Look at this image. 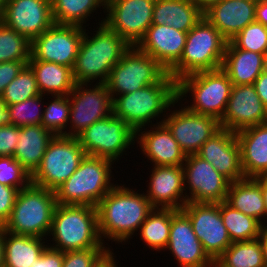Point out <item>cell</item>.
I'll return each mask as SVG.
<instances>
[{
    "label": "cell",
    "mask_w": 267,
    "mask_h": 267,
    "mask_svg": "<svg viewBox=\"0 0 267 267\" xmlns=\"http://www.w3.org/2000/svg\"><path fill=\"white\" fill-rule=\"evenodd\" d=\"M153 209L145 194L115 184L96 206L102 242L104 237L125 243L139 230Z\"/></svg>",
    "instance_id": "1"
},
{
    "label": "cell",
    "mask_w": 267,
    "mask_h": 267,
    "mask_svg": "<svg viewBox=\"0 0 267 267\" xmlns=\"http://www.w3.org/2000/svg\"><path fill=\"white\" fill-rule=\"evenodd\" d=\"M96 33L90 37L86 29L73 67L76 83H106L111 69L121 60L131 45L104 22H99ZM90 38V39H89ZM92 81V82H91Z\"/></svg>",
    "instance_id": "2"
},
{
    "label": "cell",
    "mask_w": 267,
    "mask_h": 267,
    "mask_svg": "<svg viewBox=\"0 0 267 267\" xmlns=\"http://www.w3.org/2000/svg\"><path fill=\"white\" fill-rule=\"evenodd\" d=\"M177 102V81L167 73L158 83L112 98V114L139 133Z\"/></svg>",
    "instance_id": "3"
},
{
    "label": "cell",
    "mask_w": 267,
    "mask_h": 267,
    "mask_svg": "<svg viewBox=\"0 0 267 267\" xmlns=\"http://www.w3.org/2000/svg\"><path fill=\"white\" fill-rule=\"evenodd\" d=\"M50 235L55 243L49 247L62 252L109 248L103 245L100 238L97 210L94 206L57 204L48 236Z\"/></svg>",
    "instance_id": "4"
},
{
    "label": "cell",
    "mask_w": 267,
    "mask_h": 267,
    "mask_svg": "<svg viewBox=\"0 0 267 267\" xmlns=\"http://www.w3.org/2000/svg\"><path fill=\"white\" fill-rule=\"evenodd\" d=\"M227 40L204 16L187 32L180 60L168 71L176 81L201 71L222 67Z\"/></svg>",
    "instance_id": "5"
},
{
    "label": "cell",
    "mask_w": 267,
    "mask_h": 267,
    "mask_svg": "<svg viewBox=\"0 0 267 267\" xmlns=\"http://www.w3.org/2000/svg\"><path fill=\"white\" fill-rule=\"evenodd\" d=\"M112 163L105 158L86 155L77 170L55 190L57 204L96 207L115 186L110 182Z\"/></svg>",
    "instance_id": "6"
},
{
    "label": "cell",
    "mask_w": 267,
    "mask_h": 267,
    "mask_svg": "<svg viewBox=\"0 0 267 267\" xmlns=\"http://www.w3.org/2000/svg\"><path fill=\"white\" fill-rule=\"evenodd\" d=\"M56 205L55 191L30 183L19 190L3 229L17 235L47 237Z\"/></svg>",
    "instance_id": "7"
},
{
    "label": "cell",
    "mask_w": 267,
    "mask_h": 267,
    "mask_svg": "<svg viewBox=\"0 0 267 267\" xmlns=\"http://www.w3.org/2000/svg\"><path fill=\"white\" fill-rule=\"evenodd\" d=\"M232 86L230 78L221 68L196 72L177 81V100L180 101L191 92L194 102L186 108L220 121L226 111Z\"/></svg>",
    "instance_id": "8"
},
{
    "label": "cell",
    "mask_w": 267,
    "mask_h": 267,
    "mask_svg": "<svg viewBox=\"0 0 267 267\" xmlns=\"http://www.w3.org/2000/svg\"><path fill=\"white\" fill-rule=\"evenodd\" d=\"M85 156L76 137L55 135L31 175V183L55 191L77 170Z\"/></svg>",
    "instance_id": "9"
},
{
    "label": "cell",
    "mask_w": 267,
    "mask_h": 267,
    "mask_svg": "<svg viewBox=\"0 0 267 267\" xmlns=\"http://www.w3.org/2000/svg\"><path fill=\"white\" fill-rule=\"evenodd\" d=\"M167 73L153 57L131 46L111 69L106 85L115 98L158 83Z\"/></svg>",
    "instance_id": "10"
},
{
    "label": "cell",
    "mask_w": 267,
    "mask_h": 267,
    "mask_svg": "<svg viewBox=\"0 0 267 267\" xmlns=\"http://www.w3.org/2000/svg\"><path fill=\"white\" fill-rule=\"evenodd\" d=\"M136 132L113 114L94 122L76 138L86 155L119 160L123 152L135 143Z\"/></svg>",
    "instance_id": "11"
},
{
    "label": "cell",
    "mask_w": 267,
    "mask_h": 267,
    "mask_svg": "<svg viewBox=\"0 0 267 267\" xmlns=\"http://www.w3.org/2000/svg\"><path fill=\"white\" fill-rule=\"evenodd\" d=\"M88 83H76L68 95L70 103V130L64 136L77 137L94 122L112 115V98L106 83L88 88ZM86 86L87 88H85ZM73 97V98H72Z\"/></svg>",
    "instance_id": "12"
},
{
    "label": "cell",
    "mask_w": 267,
    "mask_h": 267,
    "mask_svg": "<svg viewBox=\"0 0 267 267\" xmlns=\"http://www.w3.org/2000/svg\"><path fill=\"white\" fill-rule=\"evenodd\" d=\"M190 219L204 252L215 262L232 244L219 203L187 202L181 209Z\"/></svg>",
    "instance_id": "13"
},
{
    "label": "cell",
    "mask_w": 267,
    "mask_h": 267,
    "mask_svg": "<svg viewBox=\"0 0 267 267\" xmlns=\"http://www.w3.org/2000/svg\"><path fill=\"white\" fill-rule=\"evenodd\" d=\"M155 0H106L102 21L131 46H136L152 25Z\"/></svg>",
    "instance_id": "14"
},
{
    "label": "cell",
    "mask_w": 267,
    "mask_h": 267,
    "mask_svg": "<svg viewBox=\"0 0 267 267\" xmlns=\"http://www.w3.org/2000/svg\"><path fill=\"white\" fill-rule=\"evenodd\" d=\"M84 28L54 23L31 41V56L36 60L53 62L73 69Z\"/></svg>",
    "instance_id": "15"
},
{
    "label": "cell",
    "mask_w": 267,
    "mask_h": 267,
    "mask_svg": "<svg viewBox=\"0 0 267 267\" xmlns=\"http://www.w3.org/2000/svg\"><path fill=\"white\" fill-rule=\"evenodd\" d=\"M182 167L184 182H186L184 188L190 191V196L186 192L184 193L187 202L219 203L226 200L231 182L220 174L211 163L197 154H192L186 156Z\"/></svg>",
    "instance_id": "16"
},
{
    "label": "cell",
    "mask_w": 267,
    "mask_h": 267,
    "mask_svg": "<svg viewBox=\"0 0 267 267\" xmlns=\"http://www.w3.org/2000/svg\"><path fill=\"white\" fill-rule=\"evenodd\" d=\"M169 114L157 124L163 123L168 128L186 156L197 154L201 146L221 129L217 118L191 112L186 107Z\"/></svg>",
    "instance_id": "17"
},
{
    "label": "cell",
    "mask_w": 267,
    "mask_h": 267,
    "mask_svg": "<svg viewBox=\"0 0 267 267\" xmlns=\"http://www.w3.org/2000/svg\"><path fill=\"white\" fill-rule=\"evenodd\" d=\"M2 23L32 41L54 24L51 0H5Z\"/></svg>",
    "instance_id": "18"
},
{
    "label": "cell",
    "mask_w": 267,
    "mask_h": 267,
    "mask_svg": "<svg viewBox=\"0 0 267 267\" xmlns=\"http://www.w3.org/2000/svg\"><path fill=\"white\" fill-rule=\"evenodd\" d=\"M267 122V109L253 84L233 85L226 111L220 120L221 128L238 132Z\"/></svg>",
    "instance_id": "19"
},
{
    "label": "cell",
    "mask_w": 267,
    "mask_h": 267,
    "mask_svg": "<svg viewBox=\"0 0 267 267\" xmlns=\"http://www.w3.org/2000/svg\"><path fill=\"white\" fill-rule=\"evenodd\" d=\"M180 267H212L214 262L204 252L201 241L193 231L189 217L176 210L171 216L169 241L166 246Z\"/></svg>",
    "instance_id": "20"
},
{
    "label": "cell",
    "mask_w": 267,
    "mask_h": 267,
    "mask_svg": "<svg viewBox=\"0 0 267 267\" xmlns=\"http://www.w3.org/2000/svg\"><path fill=\"white\" fill-rule=\"evenodd\" d=\"M230 182L245 178L236 133L221 128L211 136L197 153Z\"/></svg>",
    "instance_id": "21"
},
{
    "label": "cell",
    "mask_w": 267,
    "mask_h": 267,
    "mask_svg": "<svg viewBox=\"0 0 267 267\" xmlns=\"http://www.w3.org/2000/svg\"><path fill=\"white\" fill-rule=\"evenodd\" d=\"M147 194L153 208L181 210L187 203L184 196L182 166H153Z\"/></svg>",
    "instance_id": "22"
},
{
    "label": "cell",
    "mask_w": 267,
    "mask_h": 267,
    "mask_svg": "<svg viewBox=\"0 0 267 267\" xmlns=\"http://www.w3.org/2000/svg\"><path fill=\"white\" fill-rule=\"evenodd\" d=\"M187 32L169 25L152 24L136 47L153 57L167 72L180 60Z\"/></svg>",
    "instance_id": "23"
},
{
    "label": "cell",
    "mask_w": 267,
    "mask_h": 267,
    "mask_svg": "<svg viewBox=\"0 0 267 267\" xmlns=\"http://www.w3.org/2000/svg\"><path fill=\"white\" fill-rule=\"evenodd\" d=\"M256 5L257 2L247 0H221L205 11L203 16L229 42L248 24L256 21Z\"/></svg>",
    "instance_id": "24"
},
{
    "label": "cell",
    "mask_w": 267,
    "mask_h": 267,
    "mask_svg": "<svg viewBox=\"0 0 267 267\" xmlns=\"http://www.w3.org/2000/svg\"><path fill=\"white\" fill-rule=\"evenodd\" d=\"M153 127H150L153 130L136 133V141L145 157L152 161L154 166H182L186 155L172 133L163 123L154 124Z\"/></svg>",
    "instance_id": "25"
},
{
    "label": "cell",
    "mask_w": 267,
    "mask_h": 267,
    "mask_svg": "<svg viewBox=\"0 0 267 267\" xmlns=\"http://www.w3.org/2000/svg\"><path fill=\"white\" fill-rule=\"evenodd\" d=\"M245 178L267 173V122L236 132Z\"/></svg>",
    "instance_id": "26"
},
{
    "label": "cell",
    "mask_w": 267,
    "mask_h": 267,
    "mask_svg": "<svg viewBox=\"0 0 267 267\" xmlns=\"http://www.w3.org/2000/svg\"><path fill=\"white\" fill-rule=\"evenodd\" d=\"M265 54L235 48L227 42L221 69L233 85L254 84L265 69Z\"/></svg>",
    "instance_id": "27"
},
{
    "label": "cell",
    "mask_w": 267,
    "mask_h": 267,
    "mask_svg": "<svg viewBox=\"0 0 267 267\" xmlns=\"http://www.w3.org/2000/svg\"><path fill=\"white\" fill-rule=\"evenodd\" d=\"M55 134L41 125L20 127V135L13 158L32 175L39 167L46 148Z\"/></svg>",
    "instance_id": "28"
},
{
    "label": "cell",
    "mask_w": 267,
    "mask_h": 267,
    "mask_svg": "<svg viewBox=\"0 0 267 267\" xmlns=\"http://www.w3.org/2000/svg\"><path fill=\"white\" fill-rule=\"evenodd\" d=\"M202 17L203 12L191 0H155L152 24L188 32Z\"/></svg>",
    "instance_id": "29"
},
{
    "label": "cell",
    "mask_w": 267,
    "mask_h": 267,
    "mask_svg": "<svg viewBox=\"0 0 267 267\" xmlns=\"http://www.w3.org/2000/svg\"><path fill=\"white\" fill-rule=\"evenodd\" d=\"M28 65L35 74L40 94L68 96L74 89L76 82L71 67L36 60L32 56L29 58Z\"/></svg>",
    "instance_id": "30"
},
{
    "label": "cell",
    "mask_w": 267,
    "mask_h": 267,
    "mask_svg": "<svg viewBox=\"0 0 267 267\" xmlns=\"http://www.w3.org/2000/svg\"><path fill=\"white\" fill-rule=\"evenodd\" d=\"M45 240L4 230V267H32L48 246L45 245Z\"/></svg>",
    "instance_id": "31"
},
{
    "label": "cell",
    "mask_w": 267,
    "mask_h": 267,
    "mask_svg": "<svg viewBox=\"0 0 267 267\" xmlns=\"http://www.w3.org/2000/svg\"><path fill=\"white\" fill-rule=\"evenodd\" d=\"M225 202L263 225L261 218H265V204L260 185L253 178L231 182Z\"/></svg>",
    "instance_id": "32"
},
{
    "label": "cell",
    "mask_w": 267,
    "mask_h": 267,
    "mask_svg": "<svg viewBox=\"0 0 267 267\" xmlns=\"http://www.w3.org/2000/svg\"><path fill=\"white\" fill-rule=\"evenodd\" d=\"M214 264L217 267H266L259 238L232 242Z\"/></svg>",
    "instance_id": "33"
},
{
    "label": "cell",
    "mask_w": 267,
    "mask_h": 267,
    "mask_svg": "<svg viewBox=\"0 0 267 267\" xmlns=\"http://www.w3.org/2000/svg\"><path fill=\"white\" fill-rule=\"evenodd\" d=\"M105 9L106 0H51L55 24L83 26L96 8Z\"/></svg>",
    "instance_id": "34"
},
{
    "label": "cell",
    "mask_w": 267,
    "mask_h": 267,
    "mask_svg": "<svg viewBox=\"0 0 267 267\" xmlns=\"http://www.w3.org/2000/svg\"><path fill=\"white\" fill-rule=\"evenodd\" d=\"M176 210L154 208L140 229V238L149 248L156 251L164 250L169 241L171 216Z\"/></svg>",
    "instance_id": "35"
},
{
    "label": "cell",
    "mask_w": 267,
    "mask_h": 267,
    "mask_svg": "<svg viewBox=\"0 0 267 267\" xmlns=\"http://www.w3.org/2000/svg\"><path fill=\"white\" fill-rule=\"evenodd\" d=\"M220 212L232 242L249 241L259 237L263 225L255 218L232 208L225 201L220 202Z\"/></svg>",
    "instance_id": "36"
},
{
    "label": "cell",
    "mask_w": 267,
    "mask_h": 267,
    "mask_svg": "<svg viewBox=\"0 0 267 267\" xmlns=\"http://www.w3.org/2000/svg\"><path fill=\"white\" fill-rule=\"evenodd\" d=\"M31 57V41L15 30L0 23V63L25 61Z\"/></svg>",
    "instance_id": "37"
},
{
    "label": "cell",
    "mask_w": 267,
    "mask_h": 267,
    "mask_svg": "<svg viewBox=\"0 0 267 267\" xmlns=\"http://www.w3.org/2000/svg\"><path fill=\"white\" fill-rule=\"evenodd\" d=\"M40 95L34 72L27 64L19 74L5 87L1 96L5 105L17 104L31 97Z\"/></svg>",
    "instance_id": "38"
},
{
    "label": "cell",
    "mask_w": 267,
    "mask_h": 267,
    "mask_svg": "<svg viewBox=\"0 0 267 267\" xmlns=\"http://www.w3.org/2000/svg\"><path fill=\"white\" fill-rule=\"evenodd\" d=\"M45 95H37L17 104L7 106V122L15 126L25 125H41L43 119V110L40 105L42 97ZM36 109H34V108Z\"/></svg>",
    "instance_id": "39"
},
{
    "label": "cell",
    "mask_w": 267,
    "mask_h": 267,
    "mask_svg": "<svg viewBox=\"0 0 267 267\" xmlns=\"http://www.w3.org/2000/svg\"><path fill=\"white\" fill-rule=\"evenodd\" d=\"M53 101L44 108L41 124L55 135H63L68 126L70 103L68 96H52ZM67 123V124H66Z\"/></svg>",
    "instance_id": "40"
},
{
    "label": "cell",
    "mask_w": 267,
    "mask_h": 267,
    "mask_svg": "<svg viewBox=\"0 0 267 267\" xmlns=\"http://www.w3.org/2000/svg\"><path fill=\"white\" fill-rule=\"evenodd\" d=\"M229 42L235 48L265 54L267 51V27L254 21Z\"/></svg>",
    "instance_id": "41"
},
{
    "label": "cell",
    "mask_w": 267,
    "mask_h": 267,
    "mask_svg": "<svg viewBox=\"0 0 267 267\" xmlns=\"http://www.w3.org/2000/svg\"><path fill=\"white\" fill-rule=\"evenodd\" d=\"M0 183L21 190L31 183V175L12 156H2Z\"/></svg>",
    "instance_id": "42"
},
{
    "label": "cell",
    "mask_w": 267,
    "mask_h": 267,
    "mask_svg": "<svg viewBox=\"0 0 267 267\" xmlns=\"http://www.w3.org/2000/svg\"><path fill=\"white\" fill-rule=\"evenodd\" d=\"M110 248H88L64 252L63 267H95Z\"/></svg>",
    "instance_id": "43"
},
{
    "label": "cell",
    "mask_w": 267,
    "mask_h": 267,
    "mask_svg": "<svg viewBox=\"0 0 267 267\" xmlns=\"http://www.w3.org/2000/svg\"><path fill=\"white\" fill-rule=\"evenodd\" d=\"M20 135V127L7 124L0 127V157L14 155Z\"/></svg>",
    "instance_id": "44"
},
{
    "label": "cell",
    "mask_w": 267,
    "mask_h": 267,
    "mask_svg": "<svg viewBox=\"0 0 267 267\" xmlns=\"http://www.w3.org/2000/svg\"><path fill=\"white\" fill-rule=\"evenodd\" d=\"M19 189L0 183V226L8 220L14 207Z\"/></svg>",
    "instance_id": "45"
},
{
    "label": "cell",
    "mask_w": 267,
    "mask_h": 267,
    "mask_svg": "<svg viewBox=\"0 0 267 267\" xmlns=\"http://www.w3.org/2000/svg\"><path fill=\"white\" fill-rule=\"evenodd\" d=\"M27 65L25 61H10L0 63V97L5 87L19 74L22 68Z\"/></svg>",
    "instance_id": "46"
},
{
    "label": "cell",
    "mask_w": 267,
    "mask_h": 267,
    "mask_svg": "<svg viewBox=\"0 0 267 267\" xmlns=\"http://www.w3.org/2000/svg\"><path fill=\"white\" fill-rule=\"evenodd\" d=\"M63 259L64 252L53 249L48 245L41 256L35 260L32 267H63Z\"/></svg>",
    "instance_id": "47"
},
{
    "label": "cell",
    "mask_w": 267,
    "mask_h": 267,
    "mask_svg": "<svg viewBox=\"0 0 267 267\" xmlns=\"http://www.w3.org/2000/svg\"><path fill=\"white\" fill-rule=\"evenodd\" d=\"M256 93L261 99L262 103L267 109V69L265 68L262 73L257 77L254 82Z\"/></svg>",
    "instance_id": "48"
},
{
    "label": "cell",
    "mask_w": 267,
    "mask_h": 267,
    "mask_svg": "<svg viewBox=\"0 0 267 267\" xmlns=\"http://www.w3.org/2000/svg\"><path fill=\"white\" fill-rule=\"evenodd\" d=\"M256 21L267 27V0H258L255 12Z\"/></svg>",
    "instance_id": "49"
},
{
    "label": "cell",
    "mask_w": 267,
    "mask_h": 267,
    "mask_svg": "<svg viewBox=\"0 0 267 267\" xmlns=\"http://www.w3.org/2000/svg\"><path fill=\"white\" fill-rule=\"evenodd\" d=\"M253 179L260 185L265 204V219H267V179L264 176L255 177Z\"/></svg>",
    "instance_id": "50"
},
{
    "label": "cell",
    "mask_w": 267,
    "mask_h": 267,
    "mask_svg": "<svg viewBox=\"0 0 267 267\" xmlns=\"http://www.w3.org/2000/svg\"><path fill=\"white\" fill-rule=\"evenodd\" d=\"M112 254L114 255L112 251H109L95 267H118Z\"/></svg>",
    "instance_id": "51"
},
{
    "label": "cell",
    "mask_w": 267,
    "mask_h": 267,
    "mask_svg": "<svg viewBox=\"0 0 267 267\" xmlns=\"http://www.w3.org/2000/svg\"><path fill=\"white\" fill-rule=\"evenodd\" d=\"M267 224H265L262 227L261 233L259 235V240L260 243L262 245V249H263V255H264V262H265V266L267 267V226H265Z\"/></svg>",
    "instance_id": "52"
},
{
    "label": "cell",
    "mask_w": 267,
    "mask_h": 267,
    "mask_svg": "<svg viewBox=\"0 0 267 267\" xmlns=\"http://www.w3.org/2000/svg\"><path fill=\"white\" fill-rule=\"evenodd\" d=\"M203 13L221 0H191Z\"/></svg>",
    "instance_id": "53"
},
{
    "label": "cell",
    "mask_w": 267,
    "mask_h": 267,
    "mask_svg": "<svg viewBox=\"0 0 267 267\" xmlns=\"http://www.w3.org/2000/svg\"><path fill=\"white\" fill-rule=\"evenodd\" d=\"M7 106L5 105L4 101L0 97V127L7 125Z\"/></svg>",
    "instance_id": "54"
},
{
    "label": "cell",
    "mask_w": 267,
    "mask_h": 267,
    "mask_svg": "<svg viewBox=\"0 0 267 267\" xmlns=\"http://www.w3.org/2000/svg\"><path fill=\"white\" fill-rule=\"evenodd\" d=\"M0 267H4V229L0 226Z\"/></svg>",
    "instance_id": "55"
},
{
    "label": "cell",
    "mask_w": 267,
    "mask_h": 267,
    "mask_svg": "<svg viewBox=\"0 0 267 267\" xmlns=\"http://www.w3.org/2000/svg\"><path fill=\"white\" fill-rule=\"evenodd\" d=\"M5 0H0V23L3 19Z\"/></svg>",
    "instance_id": "56"
},
{
    "label": "cell",
    "mask_w": 267,
    "mask_h": 267,
    "mask_svg": "<svg viewBox=\"0 0 267 267\" xmlns=\"http://www.w3.org/2000/svg\"><path fill=\"white\" fill-rule=\"evenodd\" d=\"M264 59H265V68L267 69V51H266V53L264 55Z\"/></svg>",
    "instance_id": "57"
},
{
    "label": "cell",
    "mask_w": 267,
    "mask_h": 267,
    "mask_svg": "<svg viewBox=\"0 0 267 267\" xmlns=\"http://www.w3.org/2000/svg\"><path fill=\"white\" fill-rule=\"evenodd\" d=\"M247 1L257 2L258 0H247Z\"/></svg>",
    "instance_id": "58"
}]
</instances>
